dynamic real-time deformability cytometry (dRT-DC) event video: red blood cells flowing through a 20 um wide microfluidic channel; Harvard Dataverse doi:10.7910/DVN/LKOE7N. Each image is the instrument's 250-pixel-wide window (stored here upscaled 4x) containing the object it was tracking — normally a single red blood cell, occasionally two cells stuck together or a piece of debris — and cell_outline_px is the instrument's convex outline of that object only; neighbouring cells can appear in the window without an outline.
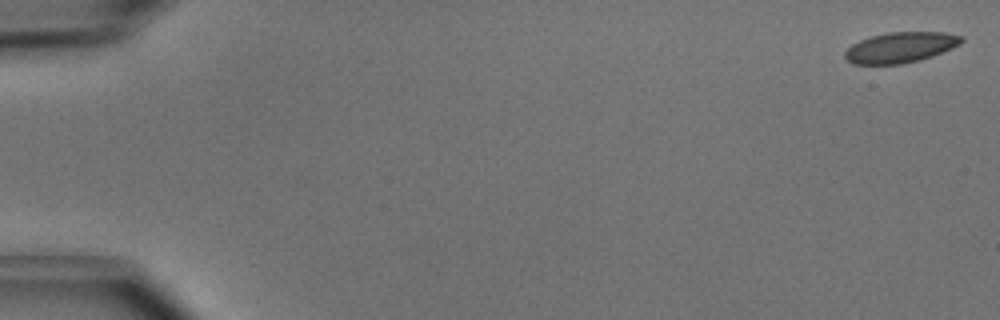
{"species": "common noctule bat (a hibernating species)", "species_latin": "Nyctalus noctula", "temperature_condition": "cold", "stored_images_in_passage": 5, "camera_frame_rate_fps": 3000, "um_per_image_px": 0.085, "animal": {"sex": "male", "body_mass_g": 15.6}, "frame": {"image": 1, "passage_image": 1, "time_ms": 0.0, "image_size_px": [1000, 320], "cell_outline_px": [[964, 40], [960, 44], [952, 48], [932, 56], [920, 60], [900, 64], [852, 64], [844, 56], [844, 52], [852, 44], [860, 40], [872, 36], [888, 32], [944, 32], [964, 36]], "centroid_in_image_um": [76.56, 4.02], "position_along_channel_um": 8.4, "area_um2": 20.75}}
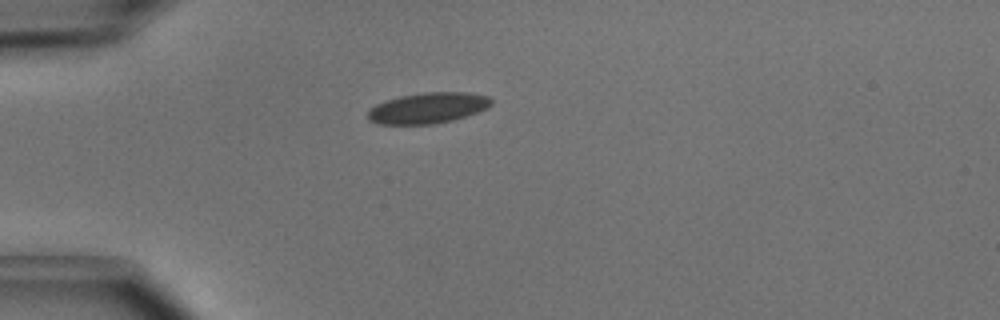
{"frame": {"image": 2, "passage_image": 4, "time_ms": 1.0, "image_size_px": [1000, 320], "cell_outline_px": [[492, 104], [488, 108], [452, 120], [432, 124], [380, 124], [368, 120], [368, 112], [376, 104], [400, 96], [424, 92], [468, 92], [488, 96], [492, 100]], "centroid_in_image_um": [36.39, 9.17], "position_along_channel_um": 48.6, "area_um2": 21.96}}